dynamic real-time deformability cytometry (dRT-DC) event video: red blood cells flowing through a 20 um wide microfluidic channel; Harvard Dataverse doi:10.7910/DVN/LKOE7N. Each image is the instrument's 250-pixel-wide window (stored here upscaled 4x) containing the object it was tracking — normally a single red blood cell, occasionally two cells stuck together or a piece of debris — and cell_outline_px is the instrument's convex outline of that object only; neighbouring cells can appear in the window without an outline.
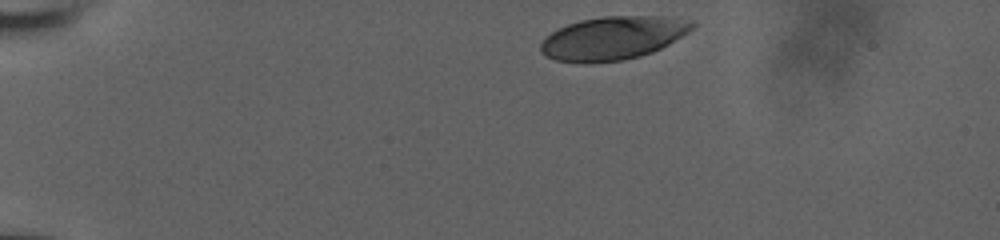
{"species": "human", "species_latin": "Homo sapiens", "temperature_condition": "room temperature", "stored_images_in_passage": 35, "camera_frame_rate_fps": 3000, "um_per_image_px": 0.085, "donor": {"sex": "male"}, "frame": {"image": 1, "passage_image": 1, "time_ms": 0.0, "image_size_px": [1000, 240], "cell_outline_px": [[696, 24], [688, 32], [668, 44], [652, 52], [640, 56], [624, 60], [588, 64], [584, 64], [556, 60], [544, 56], [540, 52], [540, 44], [552, 32], [568, 24], [580, 20], [604, 16], [668, 16], [696, 20]], "centroid_in_image_um": [52.11, 3.24], "position_along_channel_um": 32.9, "area_um2": 38.55}}
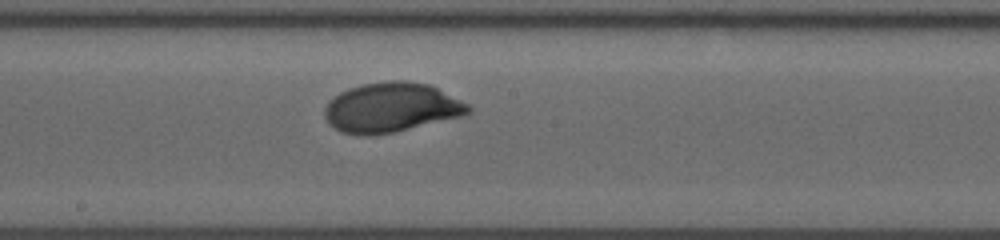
{"frame": {"image": 2, "passage_image": 20, "time_ms": 6.333, "image_size_px": [1000, 240], "cell_outline_px": [[472, 112], [460, 116], [392, 132], [340, 132], [328, 124], [324, 116], [324, 108], [328, 100], [340, 92], [348, 88], [364, 84], [388, 80], [408, 80], [428, 84], [468, 104], [472, 108]], "centroid_in_image_um": [33.23, 9.09], "position_along_channel_um": 215.0, "area_um2": 40.63}}
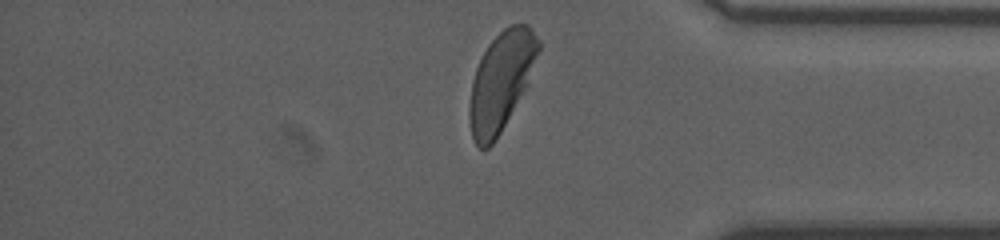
{"frame": {"image": 3, "passage_image": 35, "time_ms": 11.333, "image_size_px": [1000, 240], "cell_outline_px": [[540, 48], [528, 84], [500, 132], [492, 144], [488, 148], [480, 148], [476, 144], [472, 136], [468, 116], [468, 108], [472, 80], [476, 68], [488, 44], [504, 28], [512, 24], [528, 24], [540, 40]], "centroid_in_image_um": [42.58, 6.89], "position_along_channel_um": 392.6, "area_um2": 39.3}, "authors_computed_cell_mechanics": {"area_um2": 40.6334, "velocity_mm_per_s": 3.8237, "shape_relaxation_time_tau1_ms": 3.0754, "shape_relaxation_time_tau2_ms": null, "deformation_change_tau1": 0.1754, "deformation_change_tau2": null}}